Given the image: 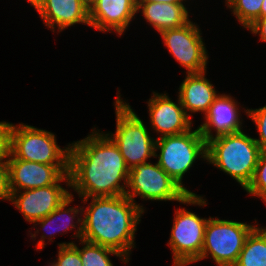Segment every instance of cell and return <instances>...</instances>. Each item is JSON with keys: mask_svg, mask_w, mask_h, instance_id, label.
<instances>
[{"mask_svg": "<svg viewBox=\"0 0 266 266\" xmlns=\"http://www.w3.org/2000/svg\"><path fill=\"white\" fill-rule=\"evenodd\" d=\"M83 4L90 10L91 7L98 1V0H82Z\"/></svg>", "mask_w": 266, "mask_h": 266, "instance_id": "cell-31", "label": "cell"}, {"mask_svg": "<svg viewBox=\"0 0 266 266\" xmlns=\"http://www.w3.org/2000/svg\"><path fill=\"white\" fill-rule=\"evenodd\" d=\"M37 12L53 32L78 23L90 26L89 9L82 0H46Z\"/></svg>", "mask_w": 266, "mask_h": 266, "instance_id": "cell-16", "label": "cell"}, {"mask_svg": "<svg viewBox=\"0 0 266 266\" xmlns=\"http://www.w3.org/2000/svg\"><path fill=\"white\" fill-rule=\"evenodd\" d=\"M73 243L74 241L70 243H58L57 266H83L79 251L72 245Z\"/></svg>", "mask_w": 266, "mask_h": 266, "instance_id": "cell-25", "label": "cell"}, {"mask_svg": "<svg viewBox=\"0 0 266 266\" xmlns=\"http://www.w3.org/2000/svg\"><path fill=\"white\" fill-rule=\"evenodd\" d=\"M245 191L266 203V151H261L254 176Z\"/></svg>", "mask_w": 266, "mask_h": 266, "instance_id": "cell-23", "label": "cell"}, {"mask_svg": "<svg viewBox=\"0 0 266 266\" xmlns=\"http://www.w3.org/2000/svg\"><path fill=\"white\" fill-rule=\"evenodd\" d=\"M80 242L81 245L84 244L81 249H79L75 242L72 245L79 251L83 266H113L110 260V254L120 257L121 261L124 262V264L129 262V260H127L118 251L98 244L87 242L83 239H80Z\"/></svg>", "mask_w": 266, "mask_h": 266, "instance_id": "cell-21", "label": "cell"}, {"mask_svg": "<svg viewBox=\"0 0 266 266\" xmlns=\"http://www.w3.org/2000/svg\"><path fill=\"white\" fill-rule=\"evenodd\" d=\"M10 192L41 188L55 184L69 165H47L15 158L11 153L7 160Z\"/></svg>", "mask_w": 266, "mask_h": 266, "instance_id": "cell-12", "label": "cell"}, {"mask_svg": "<svg viewBox=\"0 0 266 266\" xmlns=\"http://www.w3.org/2000/svg\"><path fill=\"white\" fill-rule=\"evenodd\" d=\"M28 1L30 2L31 6H33L35 10L38 11L46 0H28Z\"/></svg>", "mask_w": 266, "mask_h": 266, "instance_id": "cell-30", "label": "cell"}, {"mask_svg": "<svg viewBox=\"0 0 266 266\" xmlns=\"http://www.w3.org/2000/svg\"><path fill=\"white\" fill-rule=\"evenodd\" d=\"M74 201L73 199V194H71L70 197H68L59 207H57L53 212H51L48 216L35 221L33 224L35 225H41L40 227L42 229H45V231H47V233L49 234V241L52 242V237L54 235V233L58 232H65L67 233L68 230H73L74 228L77 227V225L79 227H77V231L75 232L74 236L72 237H77V239H81L82 238V231H83V219L80 217L83 215V207H69V204H71V202ZM78 208V209H77ZM80 208V210H79ZM78 214H80V216L78 217ZM67 216V217H66ZM77 216V225L76 223L73 221V219H75V217ZM60 222H59V220ZM58 220V221H57ZM63 223H62V221ZM55 222V227L56 229H54V231L50 230H46L48 229L47 227L50 225L51 227L54 225ZM56 222H59L56 223ZM48 225V226H47ZM49 226V228H50ZM47 235V234H46Z\"/></svg>", "mask_w": 266, "mask_h": 266, "instance_id": "cell-19", "label": "cell"}, {"mask_svg": "<svg viewBox=\"0 0 266 266\" xmlns=\"http://www.w3.org/2000/svg\"><path fill=\"white\" fill-rule=\"evenodd\" d=\"M10 153L24 161L69 165L70 144L61 149L54 133L23 123L12 124Z\"/></svg>", "mask_w": 266, "mask_h": 266, "instance_id": "cell-8", "label": "cell"}, {"mask_svg": "<svg viewBox=\"0 0 266 266\" xmlns=\"http://www.w3.org/2000/svg\"><path fill=\"white\" fill-rule=\"evenodd\" d=\"M238 103L226 94H219L205 114V121L198 129L205 141L220 135L238 133L242 130V120ZM212 130L216 133L213 136Z\"/></svg>", "mask_w": 266, "mask_h": 266, "instance_id": "cell-15", "label": "cell"}, {"mask_svg": "<svg viewBox=\"0 0 266 266\" xmlns=\"http://www.w3.org/2000/svg\"><path fill=\"white\" fill-rule=\"evenodd\" d=\"M260 153L255 139L242 131L207 141V162L229 174L244 190L252 181Z\"/></svg>", "mask_w": 266, "mask_h": 266, "instance_id": "cell-3", "label": "cell"}, {"mask_svg": "<svg viewBox=\"0 0 266 266\" xmlns=\"http://www.w3.org/2000/svg\"><path fill=\"white\" fill-rule=\"evenodd\" d=\"M7 162H0V200H10Z\"/></svg>", "mask_w": 266, "mask_h": 266, "instance_id": "cell-27", "label": "cell"}, {"mask_svg": "<svg viewBox=\"0 0 266 266\" xmlns=\"http://www.w3.org/2000/svg\"><path fill=\"white\" fill-rule=\"evenodd\" d=\"M100 132L93 128L86 138L70 144V187L84 205L90 197L121 196L127 190L130 169L114 141Z\"/></svg>", "mask_w": 266, "mask_h": 266, "instance_id": "cell-1", "label": "cell"}, {"mask_svg": "<svg viewBox=\"0 0 266 266\" xmlns=\"http://www.w3.org/2000/svg\"><path fill=\"white\" fill-rule=\"evenodd\" d=\"M254 225L209 217L205 227L204 244L196 261H173V266H186L204 258H213L218 266H233Z\"/></svg>", "mask_w": 266, "mask_h": 266, "instance_id": "cell-7", "label": "cell"}, {"mask_svg": "<svg viewBox=\"0 0 266 266\" xmlns=\"http://www.w3.org/2000/svg\"><path fill=\"white\" fill-rule=\"evenodd\" d=\"M140 10L144 19L158 33L166 29L179 28L190 21L189 12L184 4L137 2V13Z\"/></svg>", "mask_w": 266, "mask_h": 266, "instance_id": "cell-18", "label": "cell"}, {"mask_svg": "<svg viewBox=\"0 0 266 266\" xmlns=\"http://www.w3.org/2000/svg\"><path fill=\"white\" fill-rule=\"evenodd\" d=\"M208 219L186 210L177 209L168 245L173 261H196L202 252Z\"/></svg>", "mask_w": 266, "mask_h": 266, "instance_id": "cell-10", "label": "cell"}, {"mask_svg": "<svg viewBox=\"0 0 266 266\" xmlns=\"http://www.w3.org/2000/svg\"><path fill=\"white\" fill-rule=\"evenodd\" d=\"M159 154H157V151ZM155 157L158 165L176 181L188 194H193L183 185V175L192 167L196 159L207 160V142L200 130H189L179 135L156 138Z\"/></svg>", "mask_w": 266, "mask_h": 266, "instance_id": "cell-6", "label": "cell"}, {"mask_svg": "<svg viewBox=\"0 0 266 266\" xmlns=\"http://www.w3.org/2000/svg\"><path fill=\"white\" fill-rule=\"evenodd\" d=\"M245 113L256 124L259 139L254 138L261 151H266V105L258 109H245Z\"/></svg>", "mask_w": 266, "mask_h": 266, "instance_id": "cell-24", "label": "cell"}, {"mask_svg": "<svg viewBox=\"0 0 266 266\" xmlns=\"http://www.w3.org/2000/svg\"><path fill=\"white\" fill-rule=\"evenodd\" d=\"M233 266H266V227L255 225Z\"/></svg>", "mask_w": 266, "mask_h": 266, "instance_id": "cell-20", "label": "cell"}, {"mask_svg": "<svg viewBox=\"0 0 266 266\" xmlns=\"http://www.w3.org/2000/svg\"><path fill=\"white\" fill-rule=\"evenodd\" d=\"M261 17H266V0L262 1Z\"/></svg>", "mask_w": 266, "mask_h": 266, "instance_id": "cell-32", "label": "cell"}, {"mask_svg": "<svg viewBox=\"0 0 266 266\" xmlns=\"http://www.w3.org/2000/svg\"><path fill=\"white\" fill-rule=\"evenodd\" d=\"M148 109L151 127L161 137L179 135L192 129V120L184 110L179 98L178 104L165 94L153 92Z\"/></svg>", "mask_w": 266, "mask_h": 266, "instance_id": "cell-13", "label": "cell"}, {"mask_svg": "<svg viewBox=\"0 0 266 266\" xmlns=\"http://www.w3.org/2000/svg\"><path fill=\"white\" fill-rule=\"evenodd\" d=\"M205 74L206 71L187 73L179 86V100L190 118V112H202L205 115L214 99L219 95L210 80L205 78Z\"/></svg>", "mask_w": 266, "mask_h": 266, "instance_id": "cell-17", "label": "cell"}, {"mask_svg": "<svg viewBox=\"0 0 266 266\" xmlns=\"http://www.w3.org/2000/svg\"><path fill=\"white\" fill-rule=\"evenodd\" d=\"M83 207V240L108 247L121 253L127 260L135 247V232L144 213L143 205L126 195L90 197Z\"/></svg>", "mask_w": 266, "mask_h": 266, "instance_id": "cell-2", "label": "cell"}, {"mask_svg": "<svg viewBox=\"0 0 266 266\" xmlns=\"http://www.w3.org/2000/svg\"><path fill=\"white\" fill-rule=\"evenodd\" d=\"M49 266H57L56 261H54L53 263H49Z\"/></svg>", "mask_w": 266, "mask_h": 266, "instance_id": "cell-33", "label": "cell"}, {"mask_svg": "<svg viewBox=\"0 0 266 266\" xmlns=\"http://www.w3.org/2000/svg\"><path fill=\"white\" fill-rule=\"evenodd\" d=\"M64 181L70 187L69 174H64L50 186L10 192L9 201L21 212L27 222L34 223L48 216L71 196V192L60 184Z\"/></svg>", "mask_w": 266, "mask_h": 266, "instance_id": "cell-11", "label": "cell"}, {"mask_svg": "<svg viewBox=\"0 0 266 266\" xmlns=\"http://www.w3.org/2000/svg\"><path fill=\"white\" fill-rule=\"evenodd\" d=\"M120 96L117 95L114 102L116 131L106 134L117 145L127 167L132 169L155 157L156 139L150 136L146 125Z\"/></svg>", "mask_w": 266, "mask_h": 266, "instance_id": "cell-5", "label": "cell"}, {"mask_svg": "<svg viewBox=\"0 0 266 266\" xmlns=\"http://www.w3.org/2000/svg\"><path fill=\"white\" fill-rule=\"evenodd\" d=\"M12 123L0 122V162H7L10 156Z\"/></svg>", "mask_w": 266, "mask_h": 266, "instance_id": "cell-26", "label": "cell"}, {"mask_svg": "<svg viewBox=\"0 0 266 266\" xmlns=\"http://www.w3.org/2000/svg\"><path fill=\"white\" fill-rule=\"evenodd\" d=\"M200 32L197 24L190 20L184 26L159 33L169 53L187 73L207 71L208 54Z\"/></svg>", "mask_w": 266, "mask_h": 266, "instance_id": "cell-9", "label": "cell"}, {"mask_svg": "<svg viewBox=\"0 0 266 266\" xmlns=\"http://www.w3.org/2000/svg\"><path fill=\"white\" fill-rule=\"evenodd\" d=\"M136 13L137 0H98L89 10L90 26L121 36Z\"/></svg>", "mask_w": 266, "mask_h": 266, "instance_id": "cell-14", "label": "cell"}, {"mask_svg": "<svg viewBox=\"0 0 266 266\" xmlns=\"http://www.w3.org/2000/svg\"><path fill=\"white\" fill-rule=\"evenodd\" d=\"M263 0H225L227 8L232 9L233 15L240 25L248 28L255 20L261 17Z\"/></svg>", "mask_w": 266, "mask_h": 266, "instance_id": "cell-22", "label": "cell"}, {"mask_svg": "<svg viewBox=\"0 0 266 266\" xmlns=\"http://www.w3.org/2000/svg\"><path fill=\"white\" fill-rule=\"evenodd\" d=\"M185 0H137V2H159V3H172V4H183Z\"/></svg>", "mask_w": 266, "mask_h": 266, "instance_id": "cell-29", "label": "cell"}, {"mask_svg": "<svg viewBox=\"0 0 266 266\" xmlns=\"http://www.w3.org/2000/svg\"><path fill=\"white\" fill-rule=\"evenodd\" d=\"M127 188L125 195L133 202L139 196L142 200L177 201L203 207L207 204L202 196L188 194L158 163L150 161L130 169Z\"/></svg>", "mask_w": 266, "mask_h": 266, "instance_id": "cell-4", "label": "cell"}, {"mask_svg": "<svg viewBox=\"0 0 266 266\" xmlns=\"http://www.w3.org/2000/svg\"><path fill=\"white\" fill-rule=\"evenodd\" d=\"M253 34L260 36V41L266 42V17L255 20L248 28Z\"/></svg>", "mask_w": 266, "mask_h": 266, "instance_id": "cell-28", "label": "cell"}]
</instances>
